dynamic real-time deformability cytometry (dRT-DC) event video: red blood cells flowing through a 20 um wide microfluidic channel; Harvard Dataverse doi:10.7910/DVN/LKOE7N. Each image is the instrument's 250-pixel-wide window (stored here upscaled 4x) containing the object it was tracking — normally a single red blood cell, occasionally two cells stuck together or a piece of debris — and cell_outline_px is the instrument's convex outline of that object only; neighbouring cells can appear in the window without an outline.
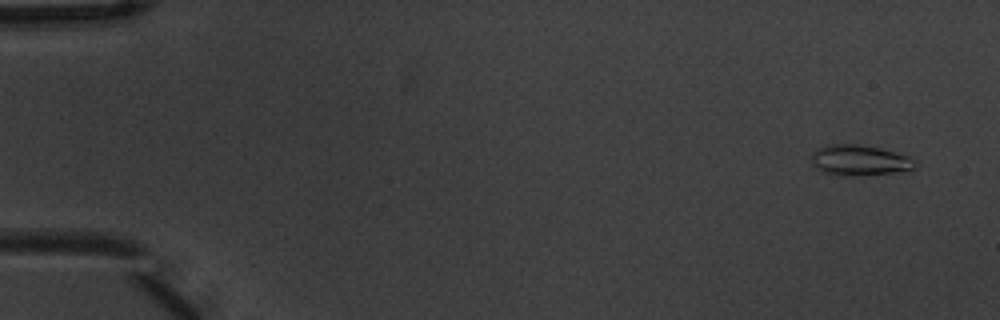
{"species": "common noctule bat (a hibernating species)", "species_latin": "Nyctalus noctula", "temperature_condition": "warm", "stored_images_in_passage": 4, "camera_frame_rate_fps": 3000, "um_per_image_px": 0.085, "animal": {"sex": "male", "body_mass_g": 20.1, "forearm_length_mm": 53.5}, "frame": {"image": 1, "passage_image": 1, "time_ms": 0.0, "image_size_px": [1000, 320], "cell_outline_px": [[916, 160], [912, 168], [892, 172], [824, 172], [816, 168], [812, 164], [812, 152], [816, 148], [824, 144], [856, 144], [880, 148], [908, 156]], "centroid_in_image_um": [73.0, 13.53], "position_along_channel_um": 12.0, "area_um2": 17.17}}